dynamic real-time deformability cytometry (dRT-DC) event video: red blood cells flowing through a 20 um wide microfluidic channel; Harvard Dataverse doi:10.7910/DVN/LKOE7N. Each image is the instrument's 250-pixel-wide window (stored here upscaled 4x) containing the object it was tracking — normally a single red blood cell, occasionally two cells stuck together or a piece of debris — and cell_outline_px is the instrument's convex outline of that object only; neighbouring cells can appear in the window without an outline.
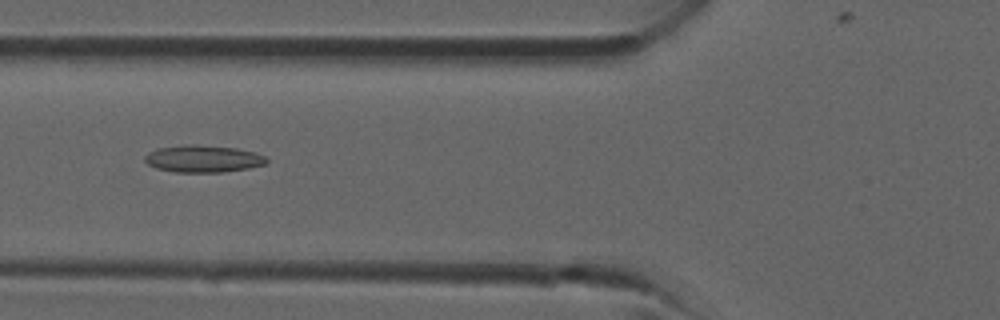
{"species": "common noctule bat (a hibernating species)", "species_latin": "Nyctalus noctula", "temperature_condition": "room temperature", "stored_images_in_passage": 37, "camera_frame_rate_fps": 3000, "um_per_image_px": 0.085, "animal": {"sex": "male", "forearm_length_mm": 52.5}, "frame": {"image": 1, "passage_image": 14, "time_ms": 4.333, "image_size_px": [1000, 320], "cell_outline_px": [[268, 160], [264, 164], [248, 168], [224, 172], [172, 172], [156, 168], [148, 164], [144, 160], [144, 156], [148, 152], [160, 148], [188, 144], [196, 144], [236, 148], [256, 152], [264, 156]], "centroid_in_image_um": [17.25, 13.49], "position_along_channel_um": 108.6, "area_um2": 19.25}}
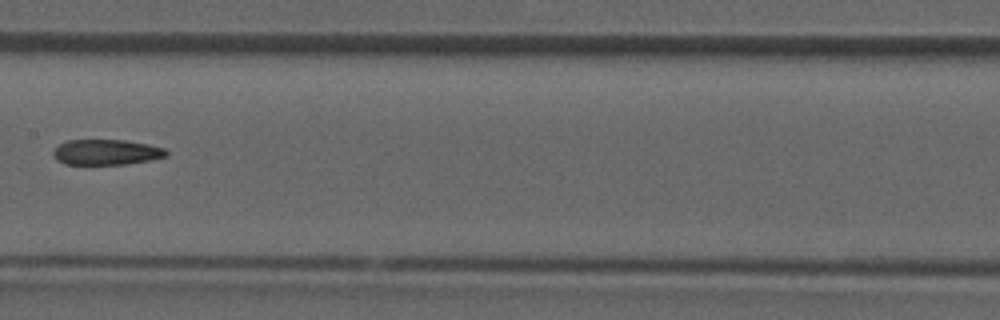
{"frame": {"image": 2, "passage_image": 19, "time_ms": 6.0, "image_size_px": [1000, 320], "cell_outline_px": [[168, 156], [152, 160], [124, 164], [64, 164], [56, 160], [52, 156], [52, 152], [60, 144], [68, 140], [124, 140], [148, 144], [164, 148], [168, 152]], "centroid_in_image_um": [9.04, 12.94], "position_along_channel_um": 198.4, "area_um2": 16.82}}
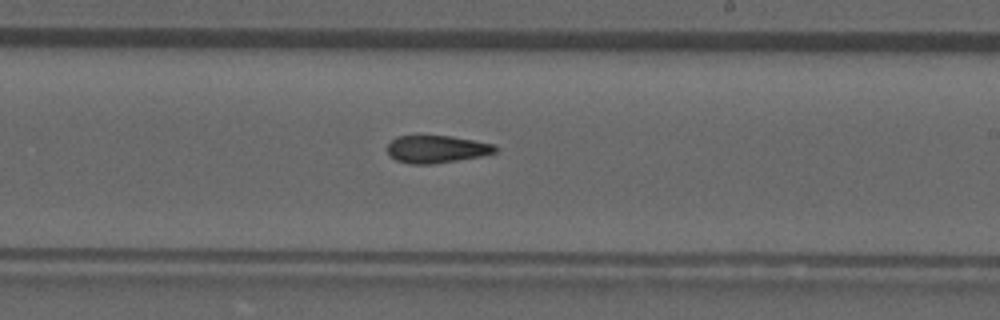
{"frame": {"image": 3, "passage_image": 22, "time_ms": 7.0, "image_size_px": [1000, 320], "cell_outline_px": [[496, 152], [480, 156], [432, 164], [408, 164], [396, 160], [388, 152], [388, 144], [396, 136], [452, 136], [496, 144]], "centroid_in_image_um": [37.12, 12.67], "position_along_channel_um": 251.9, "area_um2": 17.17}}